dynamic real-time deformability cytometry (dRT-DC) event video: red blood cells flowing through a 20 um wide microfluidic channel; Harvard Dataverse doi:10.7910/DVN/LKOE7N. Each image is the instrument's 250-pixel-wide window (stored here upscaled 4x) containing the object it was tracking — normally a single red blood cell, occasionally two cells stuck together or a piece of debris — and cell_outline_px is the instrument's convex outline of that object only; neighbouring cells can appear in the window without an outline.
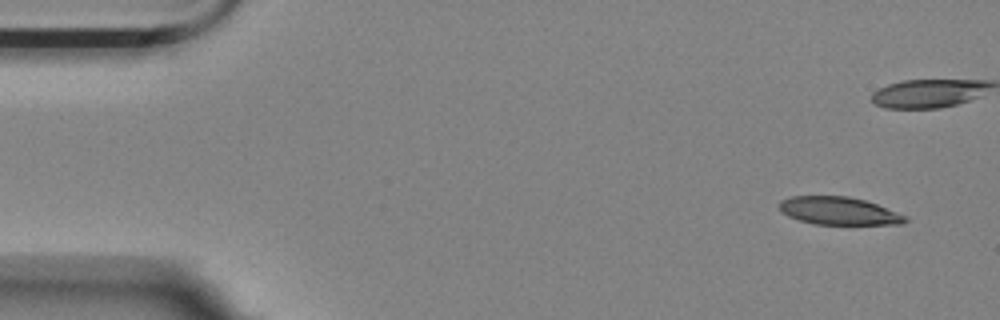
{"species": "Egyptian fruit bat (a non-hibernating species)", "species_latin": "Rousettus aegyptiacus", "temperature_condition": "room temperature", "stored_images_in_passage": 5, "camera_frame_rate_fps": 3000, "um_per_image_px": 0.085, "animal": {"sex": "female"}, "frame": {"image": 1, "passage_image": 1, "time_ms": 0.0, "image_size_px": [1000, 320], "cell_outline_px": [[908, 220], [904, 224], [816, 224], [800, 220], [788, 216], [780, 212], [780, 200], [792, 196], [848, 196], [864, 200], [876, 204], [908, 216]], "centroid_in_image_um": [71.31, 17.92], "position_along_channel_um": 13.7, "area_um2": 20.35}}